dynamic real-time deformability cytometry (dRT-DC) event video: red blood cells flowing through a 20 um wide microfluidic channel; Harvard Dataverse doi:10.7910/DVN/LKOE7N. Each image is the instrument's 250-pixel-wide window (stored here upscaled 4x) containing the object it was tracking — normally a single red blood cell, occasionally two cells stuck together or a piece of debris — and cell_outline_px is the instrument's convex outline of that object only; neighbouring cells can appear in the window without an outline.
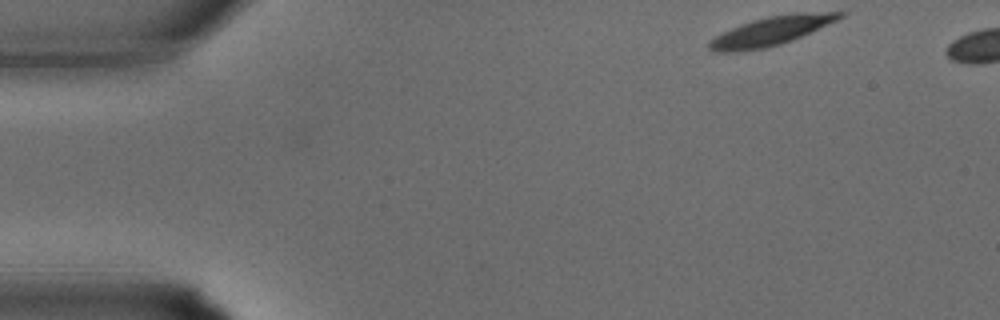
{"species": "common noctule bat (a hibernating species)", "species_latin": "Nyctalus noctula", "temperature_condition": "warm", "stored_images_in_passage": 29, "camera_frame_rate_fps": 3000, "um_per_image_px": 0.085, "animal": {"sex": "male", "body_mass_g": 15.6}, "frame": {"image": 1, "passage_image": 1, "time_ms": 0.0, "image_size_px": [1000, 320], "cell_outline_px": [[844, 16], [836, 20], [792, 40], [780, 44], [764, 48], [740, 52], [712, 52], [708, 48], [708, 40], [740, 24], [752, 20], [768, 16], [800, 12], [844, 12]], "centroid_in_image_um": [65.48, 2.65], "position_along_channel_um": 19.5, "area_um2": 21.73}}
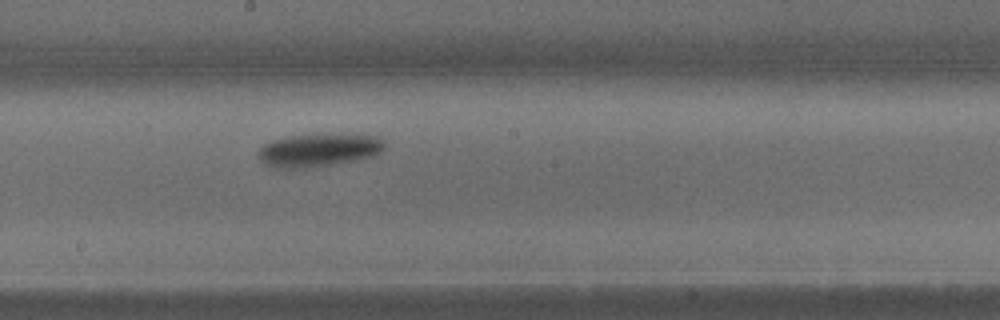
{"frame": {"image": 2, "passage_image": 16, "time_ms": 5.0, "image_size_px": [1000, 320], "cell_outline_px": [[384, 148], [380, 152], [372, 156], [356, 160], [308, 168], [276, 168], [264, 164], [260, 160], [256, 152], [264, 144], [272, 140], [288, 136], [380, 136], [384, 140]], "centroid_in_image_um": [27.02, 12.8], "position_along_channel_um": 221.2, "area_um2": 23.7}}
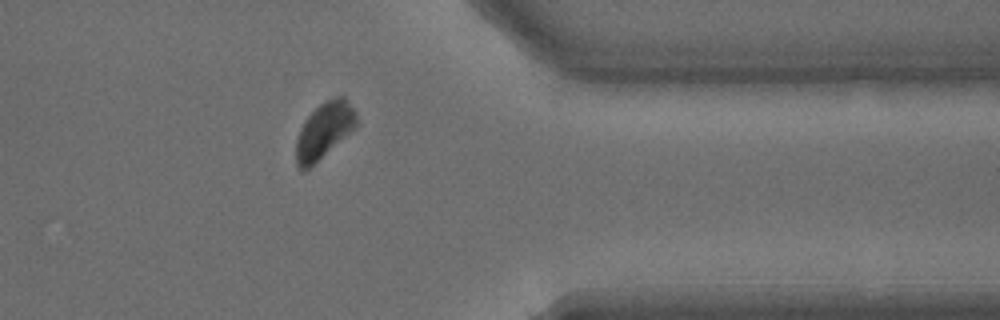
{"frame": {"image": 3, "passage_image": 25, "time_ms": 8.0, "image_size_px": [1000, 320], "cell_outline_px": [[356, 128], [304, 172], [296, 164], [296, 140], [308, 116], [324, 100], [336, 96], [344, 96], [356, 112]], "centroid_in_image_um": [27.57, 11.08], "position_along_channel_um": 383.8, "area_um2": 19.42}}